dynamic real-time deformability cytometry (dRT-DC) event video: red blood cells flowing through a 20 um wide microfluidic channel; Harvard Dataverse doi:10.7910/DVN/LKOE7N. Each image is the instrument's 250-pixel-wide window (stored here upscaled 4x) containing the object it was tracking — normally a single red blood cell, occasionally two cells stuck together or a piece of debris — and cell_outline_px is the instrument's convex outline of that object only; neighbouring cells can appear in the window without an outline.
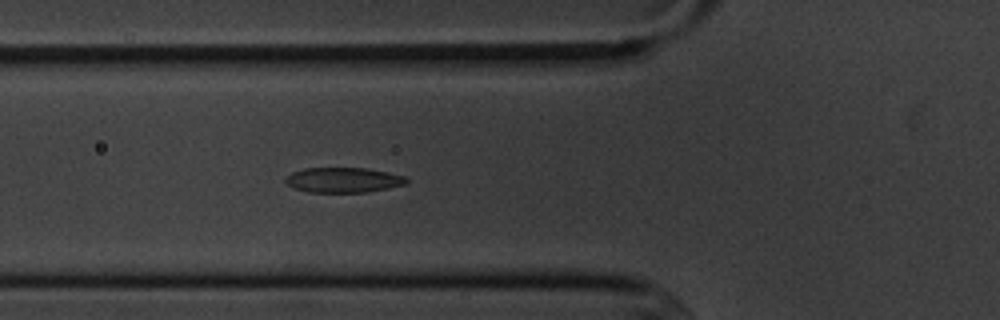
{"species": "common noctule bat (a hibernating species)", "species_latin": "Nyctalus noctula", "temperature_condition": "cold", "stored_images_in_passage": 5, "camera_frame_rate_fps": 3000, "um_per_image_px": 0.085, "animal": {"sex": "male", "body_mass_g": 20.1, "forearm_length_mm": 53.5}, "frame": {"image": 1, "passage_image": 5, "time_ms": 5.333, "image_size_px": [1000, 320], "cell_outline_px": [[408, 184], [368, 192], [308, 192], [292, 188], [284, 180], [292, 172], [304, 168], [364, 168], [404, 176], [408, 180]], "centroid_in_image_um": [29.16, 15.31], "position_along_channel_um": 96.6, "area_um2": 17.57}}